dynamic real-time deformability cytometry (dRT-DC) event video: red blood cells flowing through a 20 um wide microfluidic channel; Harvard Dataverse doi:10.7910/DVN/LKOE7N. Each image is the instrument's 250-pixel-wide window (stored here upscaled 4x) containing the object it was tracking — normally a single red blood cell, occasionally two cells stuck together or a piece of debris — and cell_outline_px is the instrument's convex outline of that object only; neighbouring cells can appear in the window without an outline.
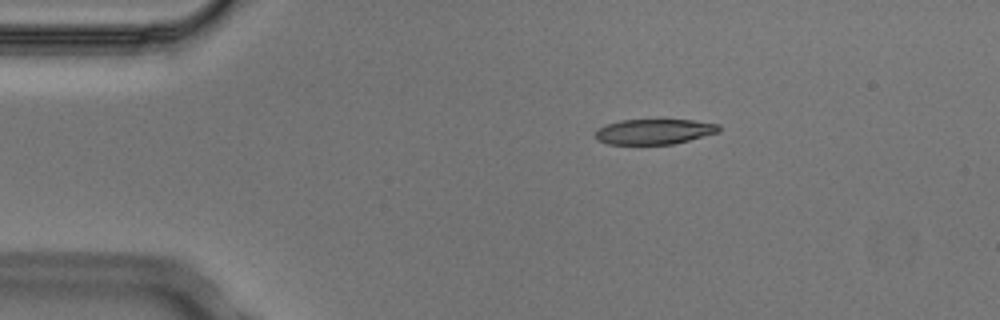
{"species": "Egyptian fruit bat (a non-hibernating species)", "species_latin": "Rousettus aegyptiacus", "temperature_condition": "cold", "stored_images_in_passage": 4, "camera_frame_rate_fps": 3000, "um_per_image_px": 0.085, "animal": {"sex": "male"}, "frame": {"image": 1, "passage_image": 2, "time_ms": 0.333, "image_size_px": [1000, 320], "cell_outline_px": [[720, 132], [672, 144], [608, 144], [596, 140], [592, 136], [600, 128], [608, 124], [620, 120], [692, 120], [720, 124]], "centroid_in_image_um": [55.6, 11.19], "position_along_channel_um": 29.4, "area_um2": 18.15}}
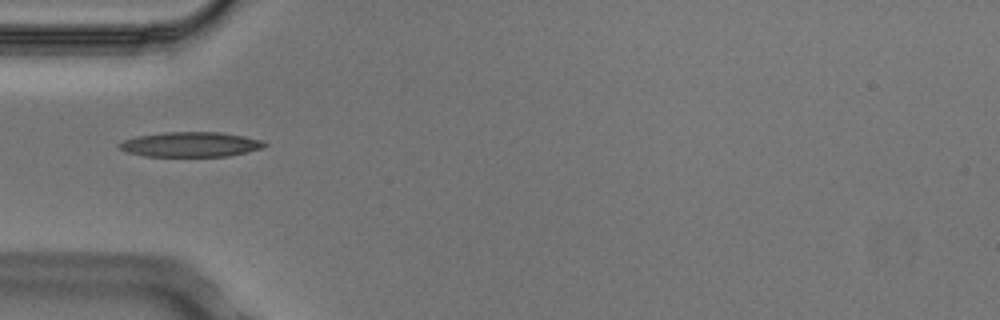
{"frame": {"image": 2, "passage_image": 4, "time_ms": 1.0, "image_size_px": [1000, 320], "cell_outline_px": [[268, 144], [264, 148], [228, 156], [144, 156], [128, 152], [120, 148], [116, 144], [124, 140], [136, 136], [164, 132], [220, 132], [244, 136], [264, 140]], "centroid_in_image_um": [16.23, 12.27], "position_along_channel_um": 68.8, "area_um2": 21.15}}